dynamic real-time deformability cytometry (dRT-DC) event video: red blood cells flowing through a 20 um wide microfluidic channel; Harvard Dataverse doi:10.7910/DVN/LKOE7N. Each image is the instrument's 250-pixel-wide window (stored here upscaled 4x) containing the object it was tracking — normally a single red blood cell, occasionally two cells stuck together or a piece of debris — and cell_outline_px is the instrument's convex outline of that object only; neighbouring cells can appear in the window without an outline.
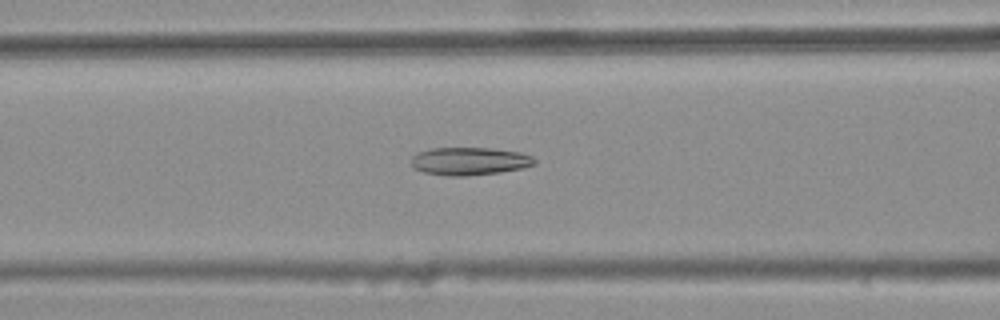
{"species": "common noctule bat (a hibernating species)", "species_latin": "Nyctalus noctula", "temperature_condition": "warm", "stored_images_in_passage": 49, "camera_frame_rate_fps": 3000, "um_per_image_px": 0.085, "animal": {"sex": "female", "body_mass_g": 25.1}, "frame": {"image": 1, "passage_image": 22, "time_ms": 7.0, "image_size_px": [1000, 320], "cell_outline_px": [[536, 164], [524, 168], [500, 172], [464, 176], [448, 176], [424, 172], [412, 168], [412, 156], [416, 152], [428, 148], [492, 148], [520, 152], [532, 156], [536, 160]], "centroid_in_image_um": [39.9, 13.69], "position_along_channel_um": 126.7, "area_um2": 20.23}}
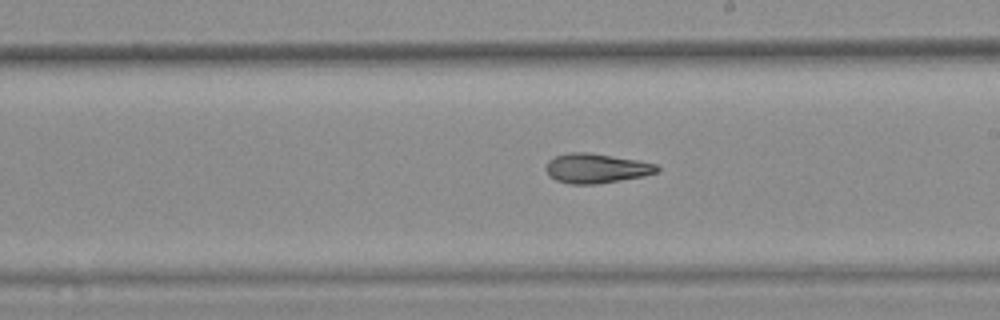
{"frame": {"image": 2, "passage_image": 31, "time_ms": 10.0, "image_size_px": [1000, 320], "cell_outline_px": [[660, 168], [656, 172], [640, 176], [620, 180], [596, 184], [572, 184], [556, 180], [548, 176], [544, 168], [548, 160], [556, 156], [568, 152], [588, 152], [636, 160], [656, 164]], "centroid_in_image_um": [50.6, 14.3], "position_along_channel_um": 238.4, "area_um2": 19.02}}
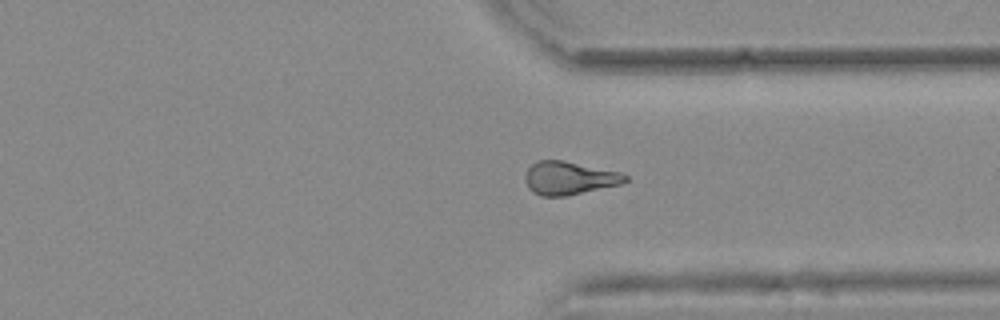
{"frame": {"image": 3, "passage_image": 41, "time_ms": 13.333, "image_size_px": [1000, 320], "cell_outline_px": [[628, 180], [620, 184], [568, 196], [540, 196], [532, 192], [528, 188], [524, 180], [524, 176], [528, 168], [532, 164], [540, 160], [564, 160], [620, 172], [628, 176]], "centroid_in_image_um": [48.35, 15.14], "position_along_channel_um": 363.0, "area_um2": 19.48}}